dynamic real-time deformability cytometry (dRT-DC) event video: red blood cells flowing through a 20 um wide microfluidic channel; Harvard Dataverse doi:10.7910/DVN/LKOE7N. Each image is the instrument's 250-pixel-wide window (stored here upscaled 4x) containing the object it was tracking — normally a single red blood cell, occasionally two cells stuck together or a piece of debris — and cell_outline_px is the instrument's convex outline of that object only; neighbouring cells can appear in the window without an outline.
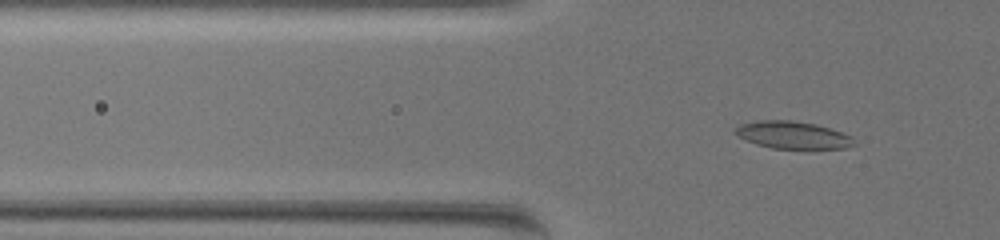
{"species": "common noctule bat (a hibernating species)", "species_latin": "Nyctalus noctula", "temperature_condition": "warm", "stored_images_in_passage": 65, "camera_frame_rate_fps": 3000, "um_per_image_px": 0.085, "animal": {"sex": "female", "body_mass_g": 19.5, "forearm_length_mm": 54.1}, "frame": {"image": 1, "passage_image": 23, "time_ms": 7.333, "image_size_px": [1000, 240], "cell_outline_px": [[856, 144], [844, 148], [808, 152], [772, 148], [756, 144], [732, 132], [732, 128], [740, 124], [756, 120], [792, 120], [816, 124], [852, 136]], "centroid_in_image_um": [67.41, 11.52], "position_along_channel_um": 58.4, "area_um2": 19.88}}
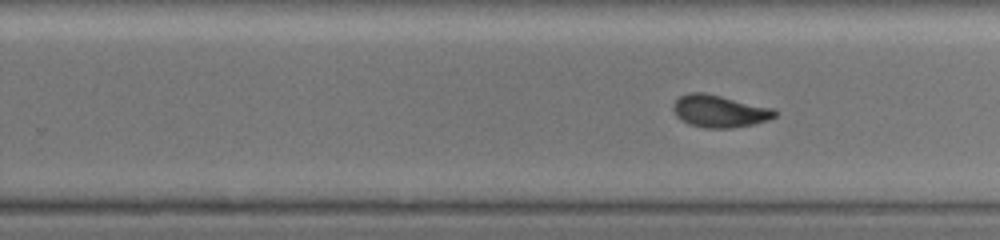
{"frame": {"image": 2, "passage_image": 43, "time_ms": 14.0, "image_size_px": [1000, 240], "cell_outline_px": [[776, 116], [768, 120], [752, 124], [732, 128], [704, 128], [688, 124], [680, 120], [676, 116], [672, 108], [676, 100], [680, 96], [688, 92], [704, 92], [772, 108], [776, 112]], "centroid_in_image_um": [61.11, 9.45], "position_along_channel_um": 268.7, "area_um2": 19.07}}
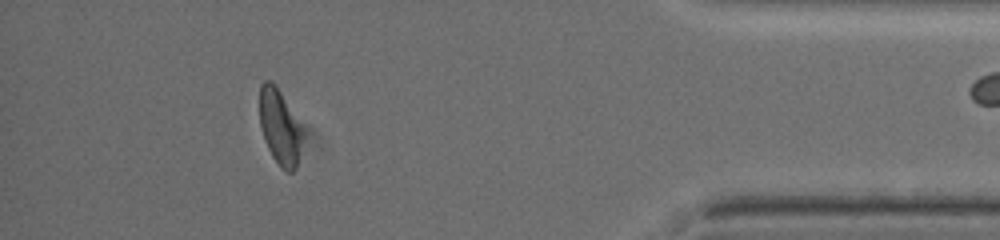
{"frame": {"image": 3, "passage_image": 59, "time_ms": 19.333, "image_size_px": [1000, 240], "cell_outline_px": [[300, 140], [296, 168], [292, 172], [288, 172], [280, 168], [272, 156], [264, 140], [260, 124], [260, 84], [264, 80], [268, 80], [276, 84], [300, 128]], "centroid_in_image_um": [23.71, 10.79], "position_along_channel_um": 411.5, "area_um2": 18.09}, "authors_computed_cell_mechanics": {"area_um2": 19.2474, "velocity_mm_per_s": 3.4197, "shape_relaxation_time_tau1_ms": 7.1616, "shape_relaxation_time_tau2_ms": 1.8425, "deformation_change_tau1": 0.182, "deformation_change_tau2": 0.0695}}